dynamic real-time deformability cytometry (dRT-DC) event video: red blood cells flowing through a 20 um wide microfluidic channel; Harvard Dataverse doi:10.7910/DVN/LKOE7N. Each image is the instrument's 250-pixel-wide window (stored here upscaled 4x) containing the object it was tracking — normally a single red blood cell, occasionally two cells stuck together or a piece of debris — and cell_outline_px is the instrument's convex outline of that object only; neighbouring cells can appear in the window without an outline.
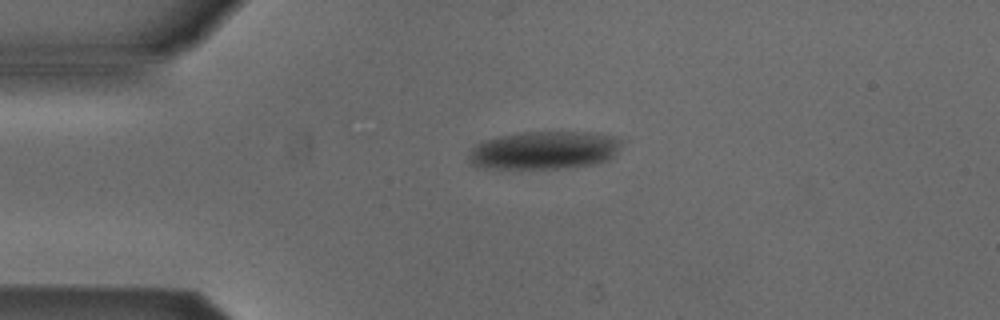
{"species": "Egyptian fruit bat (a non-hibernating species)", "species_latin": "Rousettus aegyptiacus", "temperature_condition": "cold", "stored_images_in_passage": 42, "camera_frame_rate_fps": 3000, "um_per_image_px": 0.085, "animal": {"sex": "male"}, "frame": {"image": 1, "passage_image": 1, "time_ms": 0.0, "image_size_px": [1000, 320], "cell_outline_px": [[620, 144], [616, 156], [608, 160], [596, 164], [572, 168], [488, 168], [472, 164], [472, 148], [476, 144], [484, 140], [504, 136], [528, 132], [588, 132], [612, 136], [620, 140]], "centroid_in_image_um": [46.35, 12.78], "position_along_channel_um": 38.6, "area_um2": 33.41}}
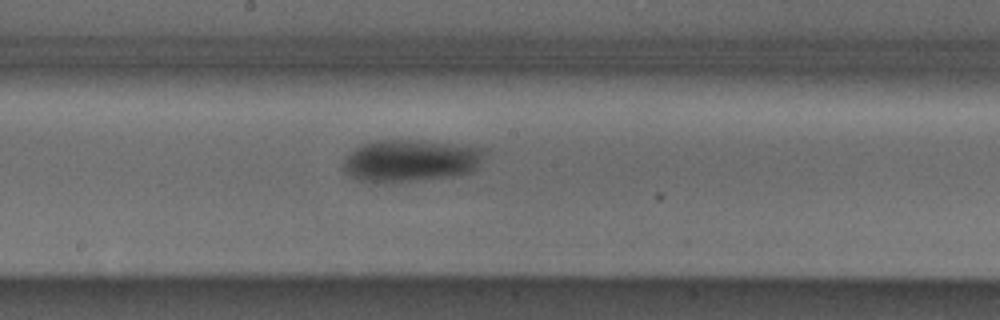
{"frame": {"image": 2, "passage_image": 17, "time_ms": 5.333, "image_size_px": [1000, 320], "cell_outline_px": [[488, 152], [476, 168], [472, 172], [452, 176], [380, 184], [356, 180], [344, 168], [344, 160], [356, 148], [364, 144], [380, 140], [408, 140], [452, 144], [488, 148]], "centroid_in_image_um": [34.95, 13.67], "position_along_channel_um": 213.3, "area_um2": 34.56}}
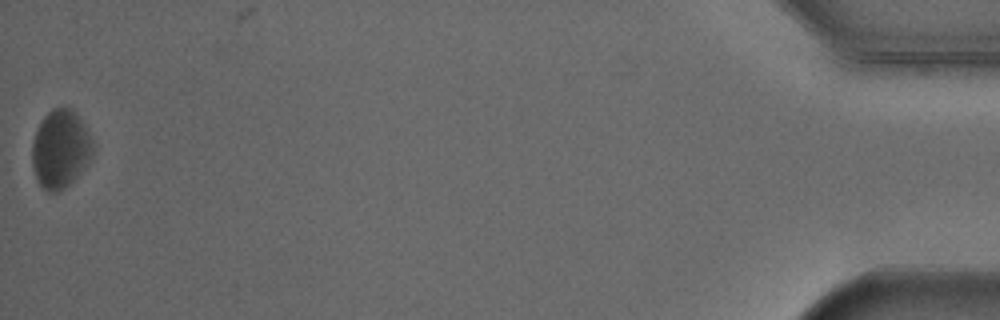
{"frame": {"image": 3, "passage_image": 42, "time_ms": 13.667, "image_size_px": [1000, 320], "cell_outline_px": [[92, 152], [88, 160], [76, 176], [60, 192], [48, 192], [36, 180], [32, 164], [32, 144], [36, 132], [44, 116], [52, 108], [72, 108], [88, 132], [92, 140]], "centroid_in_image_um": [5.1, 12.67], "position_along_channel_um": 430.1, "area_um2": 27.05}}